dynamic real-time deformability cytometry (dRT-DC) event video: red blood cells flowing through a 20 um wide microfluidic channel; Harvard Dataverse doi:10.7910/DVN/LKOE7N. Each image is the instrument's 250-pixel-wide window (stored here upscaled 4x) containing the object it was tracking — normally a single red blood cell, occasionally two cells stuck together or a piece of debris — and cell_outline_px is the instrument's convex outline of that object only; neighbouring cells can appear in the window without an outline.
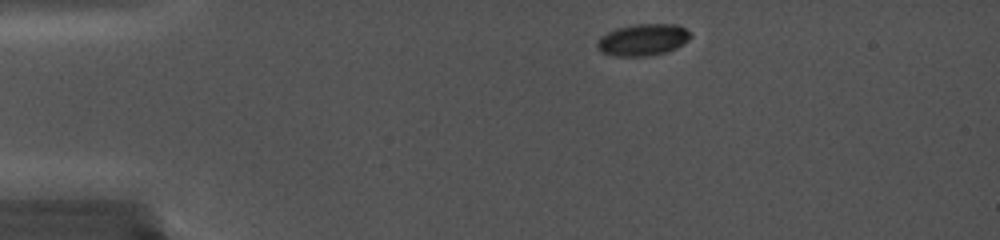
{"species": "common noctule bat (a hibernating species)", "species_latin": "Nyctalus noctula", "temperature_condition": "cold", "stored_images_in_passage": 71, "camera_frame_rate_fps": 5000, "um_per_image_px": 0.085, "animal": {"sex": "female", "body_mass_g": 19.0, "forearm_length_mm": 56.7}, "frame": {"image": 1, "passage_image": 4, "time_ms": 0.6, "image_size_px": [1000, 240], "cell_outline_px": [[692, 36], [688, 40], [676, 48], [668, 52], [648, 56], [612, 56], [600, 52], [596, 48], [596, 40], [600, 36], [616, 28], [632, 24], [676, 24], [692, 32]], "centroid_in_image_um": [54.62, 3.38], "position_along_channel_um": 30.4, "area_um2": 17.63}}
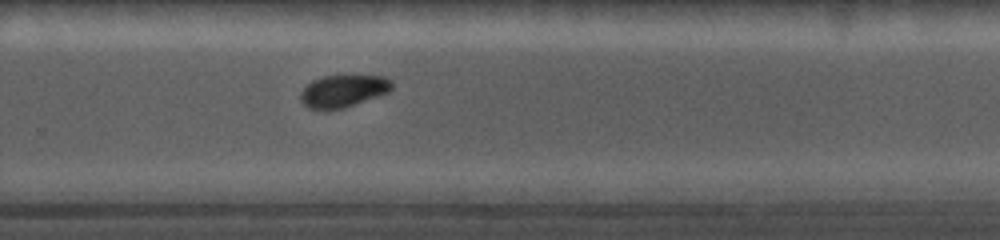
{"frame": {"image": 2, "passage_image": 48, "time_ms": 9.4, "image_size_px": [1000, 240], "cell_outline_px": [[392, 88], [388, 92], [380, 96], [344, 108], [324, 112], [320, 112], [308, 108], [300, 100], [300, 92], [312, 80], [324, 76], [356, 72], [384, 76], [392, 80]], "centroid_in_image_um": [29.19, 7.71], "position_along_channel_um": 300.6, "area_um2": 18.44}}
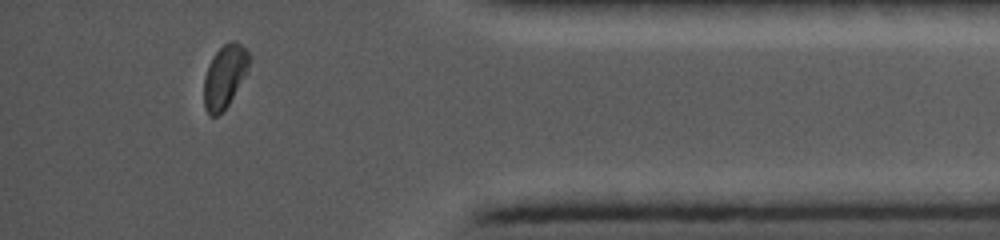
{"frame": {"image": 3, "passage_image": 65, "time_ms": 12.8, "image_size_px": [1000, 240], "cell_outline_px": [[248, 64], [244, 76], [228, 104], [216, 116], [208, 116], [204, 108], [204, 76], [208, 64], [212, 56], [224, 44], [232, 40], [236, 40], [248, 52]], "centroid_in_image_um": [19.04, 6.49], "position_along_channel_um": 416.2, "area_um2": 16.24}}